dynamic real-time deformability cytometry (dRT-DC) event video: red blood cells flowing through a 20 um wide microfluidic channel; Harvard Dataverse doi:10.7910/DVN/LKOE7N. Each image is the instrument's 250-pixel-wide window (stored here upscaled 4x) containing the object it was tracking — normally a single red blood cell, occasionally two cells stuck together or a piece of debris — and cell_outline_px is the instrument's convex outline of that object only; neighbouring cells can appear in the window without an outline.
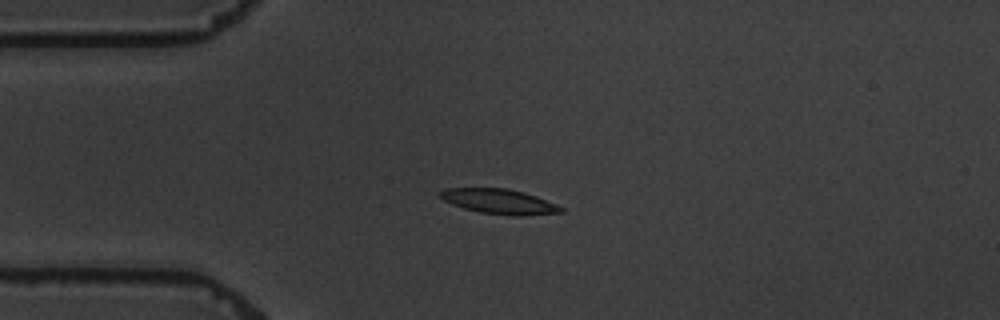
{"species": "common noctule bat (a hibernating species)", "species_latin": "Nyctalus noctula", "temperature_condition": "warm", "stored_images_in_passage": 5, "camera_frame_rate_fps": 3000, "um_per_image_px": 0.085, "animal": {"sex": "male", "body_mass_g": 19.5, "forearm_length_mm": 54.6}, "frame": {"image": 1, "passage_image": 4, "time_ms": 3.333, "image_size_px": [1000, 320], "cell_outline_px": [[564, 212], [520, 216], [508, 216], [480, 212], [464, 208], [452, 204], [444, 200], [436, 192], [444, 188], [508, 188], [524, 192], [536, 196], [556, 204], [564, 208]], "centroid_in_image_um": [42.42, 17.12], "position_along_channel_um": 42.6, "area_um2": 17.69}}